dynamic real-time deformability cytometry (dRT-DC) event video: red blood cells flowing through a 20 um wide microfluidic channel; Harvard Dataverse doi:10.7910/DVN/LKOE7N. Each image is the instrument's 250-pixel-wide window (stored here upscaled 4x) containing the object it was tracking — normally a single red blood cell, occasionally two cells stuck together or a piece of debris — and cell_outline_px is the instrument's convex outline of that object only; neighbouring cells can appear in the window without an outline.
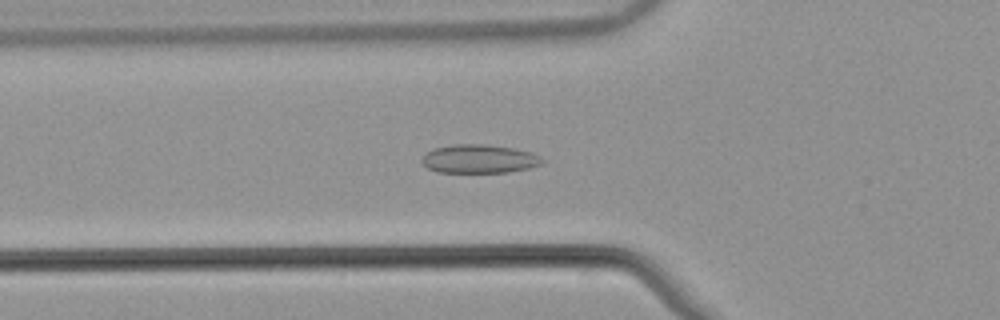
{"species": "common noctule bat (a hibernating species)", "species_latin": "Nyctalus noctula", "temperature_condition": "warm", "stored_images_in_passage": 44, "camera_frame_rate_fps": 3000, "um_per_image_px": 0.085, "animal": {"sex": "male", "body_mass_g": 21.5, "forearm_length_mm": 52.0}, "frame": {"image": 1, "passage_image": 17, "time_ms": 5.333, "image_size_px": [1000, 320], "cell_outline_px": [[544, 160], [540, 164], [528, 168], [508, 172], [436, 172], [428, 168], [420, 160], [432, 148], [456, 144], [488, 144], [512, 148], [532, 152], [540, 156]], "centroid_in_image_um": [40.72, 13.5], "position_along_channel_um": 85.1, "area_um2": 20.0}}
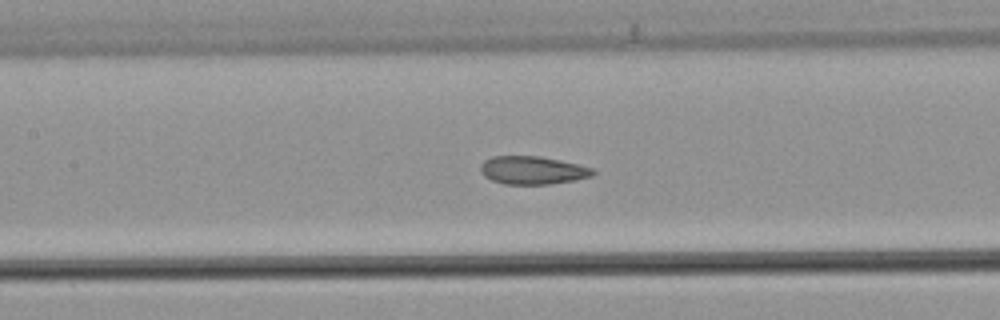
{"frame": {"image": 2, "passage_image": 23, "time_ms": 7.333, "image_size_px": [1000, 320], "cell_outline_px": [[596, 172], [592, 176], [572, 180], [548, 184], [504, 184], [492, 180], [484, 176], [480, 172], [480, 164], [484, 160], [492, 156], [540, 156], [576, 164], [592, 168]], "centroid_in_image_um": [45.21, 14.47], "position_along_channel_um": 162.2, "area_um2": 18.26}}
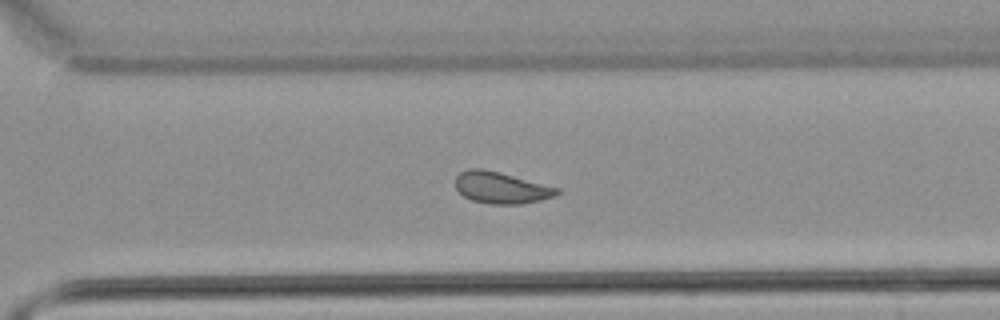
{"frame": {"image": 3, "passage_image": 36, "time_ms": 11.667, "image_size_px": [1000, 320], "cell_outline_px": [[560, 192], [556, 196], [540, 200], [520, 204], [488, 204], [472, 200], [464, 196], [456, 188], [456, 176], [460, 172], [468, 168], [484, 168], [500, 172], [560, 188]], "centroid_in_image_um": [42.6, 15.95], "position_along_channel_um": 328.0, "area_um2": 18.79}, "authors_computed_cell_mechanics": {"area_um2": 19.1607, "velocity_mm_per_s": 3.8255, "shape_relaxation_time_tau1_ms": null, "shape_relaxation_time_tau2_ms": 1.8065, "deformation_change_tau1": null, "deformation_change_tau2": 0.0713}}